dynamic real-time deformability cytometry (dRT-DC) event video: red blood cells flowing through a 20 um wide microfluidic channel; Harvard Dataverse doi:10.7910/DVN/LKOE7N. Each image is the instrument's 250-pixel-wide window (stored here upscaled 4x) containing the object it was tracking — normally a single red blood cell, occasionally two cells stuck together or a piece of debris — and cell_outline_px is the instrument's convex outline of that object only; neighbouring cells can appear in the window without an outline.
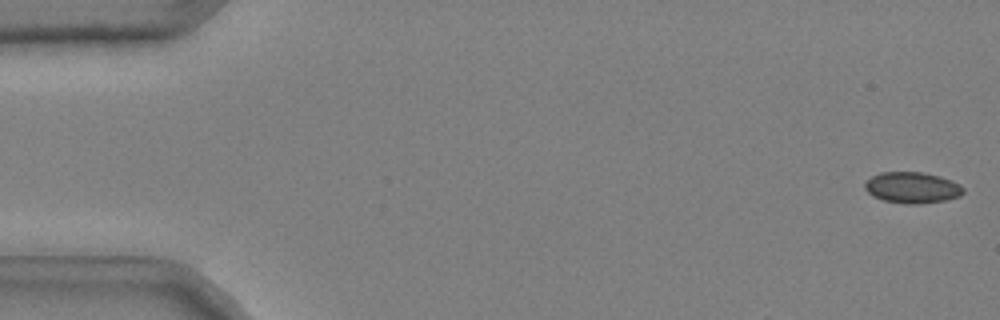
{"species": "common noctule bat (a hibernating species)", "species_latin": "Nyctalus noctula", "temperature_condition": "cold", "stored_images_in_passage": 51, "camera_frame_rate_fps": 3000, "um_per_image_px": 0.085, "animal": {"sex": "male", "body_mass_g": 20.4}, "frame": {"image": 1, "passage_image": 1, "time_ms": 0.0, "image_size_px": [1000, 320], "cell_outline_px": [[964, 192], [960, 196], [944, 200], [920, 204], [904, 204], [884, 200], [872, 196], [864, 188], [864, 184], [872, 176], [880, 172], [924, 172], [940, 176], [952, 180], [960, 184], [964, 188]], "centroid_in_image_um": [77.55, 15.94], "position_along_channel_um": 7.5, "area_um2": 17.98}}
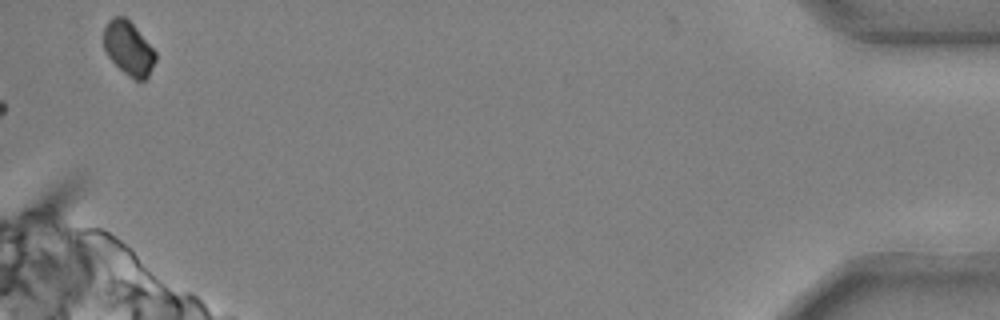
{"frame": {"image": 2, "passage_image": 51, "time_ms": 16.667, "image_size_px": [1000, 320], "cell_outline_px": [[156, 60], [148, 76], [144, 80], [136, 80], [128, 76], [108, 56], [104, 48], [104, 28], [108, 20], [116, 16], [124, 16], [136, 28], [156, 52]], "centroid_in_image_um": [10.93, 4.11], "position_along_channel_um": 424.3, "area_um2": 16.01}}